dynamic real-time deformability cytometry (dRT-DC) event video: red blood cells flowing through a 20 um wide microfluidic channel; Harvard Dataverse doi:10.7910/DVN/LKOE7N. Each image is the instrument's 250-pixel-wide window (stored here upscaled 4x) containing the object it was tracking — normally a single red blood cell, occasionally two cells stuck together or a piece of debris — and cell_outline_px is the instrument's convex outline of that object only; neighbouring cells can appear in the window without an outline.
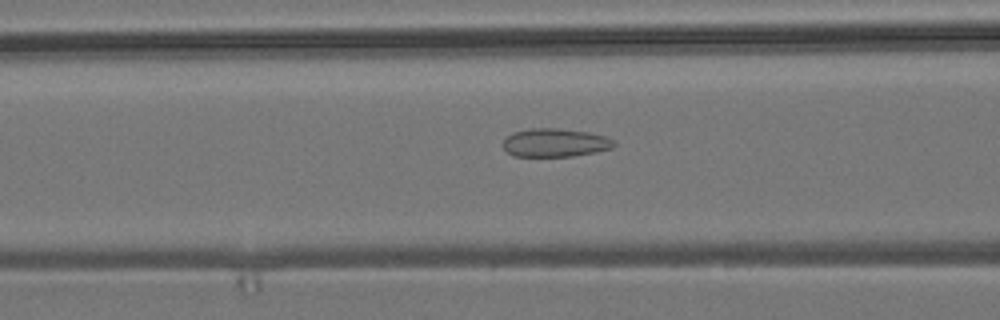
{"species": "common noctule bat (a hibernating species)", "species_latin": "Nyctalus noctula", "temperature_condition": "room temperature", "stored_images_in_passage": 35, "camera_frame_rate_fps": 3000, "um_per_image_px": 0.085, "animal": {"sex": "male", "body_mass_g": 19.2, "forearm_length_mm": 51.8}, "frame": {"image": 1, "passage_image": 14, "time_ms": 4.333, "image_size_px": [1000, 320], "cell_outline_px": [[616, 144], [612, 148], [596, 152], [572, 156], [512, 156], [504, 148], [504, 140], [512, 132], [532, 128], [556, 128], [588, 132], [604, 136], [612, 140]], "centroid_in_image_um": [47.17, 12.13], "position_along_channel_um": 119.4, "area_um2": 18.21}}
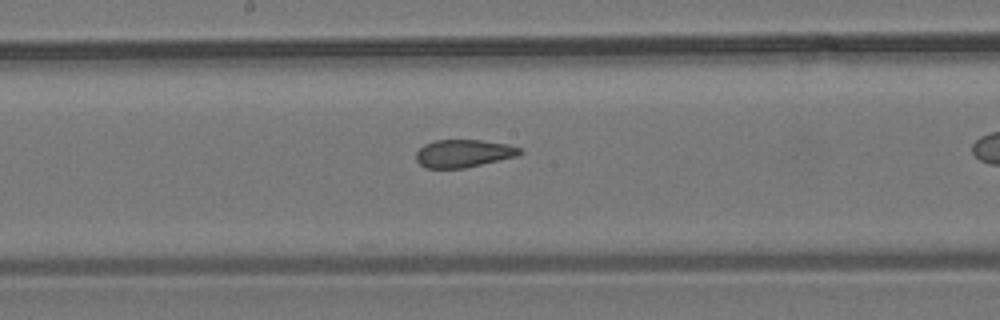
{"frame": {"image": 2, "passage_image": 21, "time_ms": 6.667, "image_size_px": [1000, 320], "cell_outline_px": [[524, 152], [516, 156], [464, 168], [424, 168], [416, 160], [416, 152], [424, 144], [436, 140], [480, 140], [508, 144], [520, 148]], "centroid_in_image_um": [39.38, 13.04], "position_along_channel_um": 208.8, "area_um2": 16.7}}
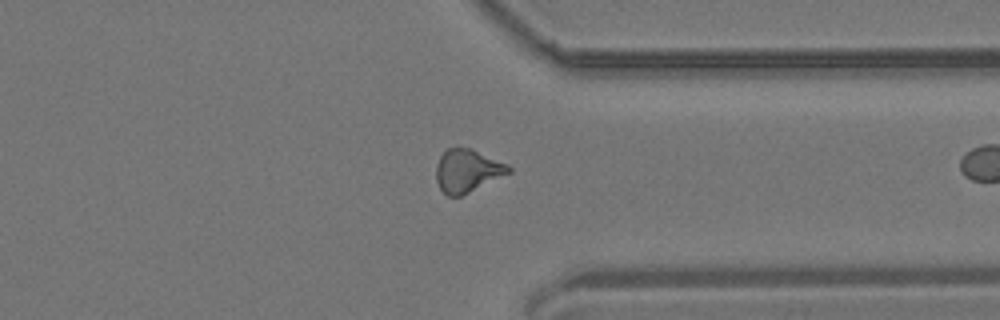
{"frame": {"image": 3, "passage_image": 34, "time_ms": 11.0, "image_size_px": [1000, 320], "cell_outline_px": [[512, 172], [460, 196], [448, 196], [440, 188], [436, 180], [436, 164], [440, 156], [448, 148], [456, 144], [472, 148], [508, 164], [512, 168]], "centroid_in_image_um": [39.72, 14.46], "position_along_channel_um": 371.7, "area_um2": 18.44}}